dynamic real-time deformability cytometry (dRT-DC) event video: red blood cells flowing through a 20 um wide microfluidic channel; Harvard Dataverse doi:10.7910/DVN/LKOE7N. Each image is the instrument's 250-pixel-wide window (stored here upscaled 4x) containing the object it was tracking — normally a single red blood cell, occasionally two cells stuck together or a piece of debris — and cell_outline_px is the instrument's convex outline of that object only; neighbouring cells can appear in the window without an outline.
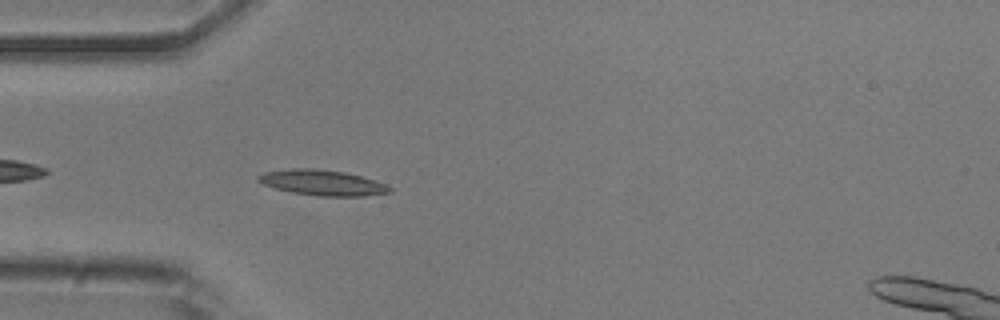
{"species": "common noctule bat (a hibernating species)", "species_latin": "Nyctalus noctula", "temperature_condition": "room temperature", "stored_images_in_passage": 37, "camera_frame_rate_fps": 3000, "um_per_image_px": 0.085, "animal": {"sex": "male", "body_mass_g": 20.5, "forearm_length_mm": 52.5}, "frame": {"image": 1, "passage_image": 3, "time_ms": 0.667, "image_size_px": [1000, 320], "cell_outline_px": [[392, 192], [364, 196], [316, 196], [292, 192], [276, 188], [264, 184], [256, 180], [256, 176], [264, 172], [292, 168], [308, 168], [344, 172], [376, 180], [388, 184], [392, 188]], "centroid_in_image_um": [27.43, 15.53], "position_along_channel_um": 57.6, "area_um2": 19.54}}
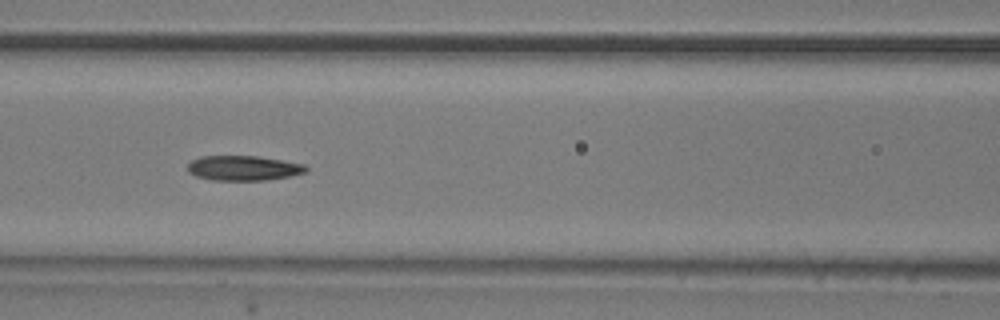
{"frame": {"image": 2, "passage_image": 10, "time_ms": 3.0, "image_size_px": [1000, 320], "cell_outline_px": [[308, 172], [292, 176], [264, 180], [212, 180], [196, 176], [188, 172], [188, 164], [192, 160], [200, 156], [260, 156], [304, 164], [308, 168]], "centroid_in_image_um": [20.72, 14.28], "position_along_channel_um": 145.9, "area_um2": 17.28}}
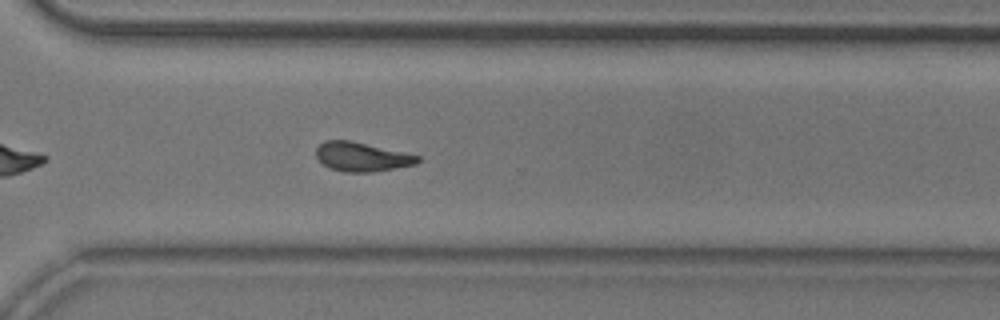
{"frame": {"image": 3, "passage_image": 25, "time_ms": 8.0, "image_size_px": [1000, 320], "cell_outline_px": [[420, 160], [416, 164], [372, 172], [344, 172], [328, 168], [316, 156], [316, 148], [324, 140], [348, 140], [420, 156]], "centroid_in_image_um": [30.71, 13.33], "position_along_channel_um": 339.9, "area_um2": 16.99}, "authors_computed_cell_mechanics": {"area_um2": 17.3978, "velocity_mm_per_s": 3.8951, "shape_relaxation_time_tau1_ms": 4.5371, "shape_relaxation_time_tau2_ms": 3.9056, "deformation_change_tau1": 0.1504, "deformation_change_tau2": 0.1162}}